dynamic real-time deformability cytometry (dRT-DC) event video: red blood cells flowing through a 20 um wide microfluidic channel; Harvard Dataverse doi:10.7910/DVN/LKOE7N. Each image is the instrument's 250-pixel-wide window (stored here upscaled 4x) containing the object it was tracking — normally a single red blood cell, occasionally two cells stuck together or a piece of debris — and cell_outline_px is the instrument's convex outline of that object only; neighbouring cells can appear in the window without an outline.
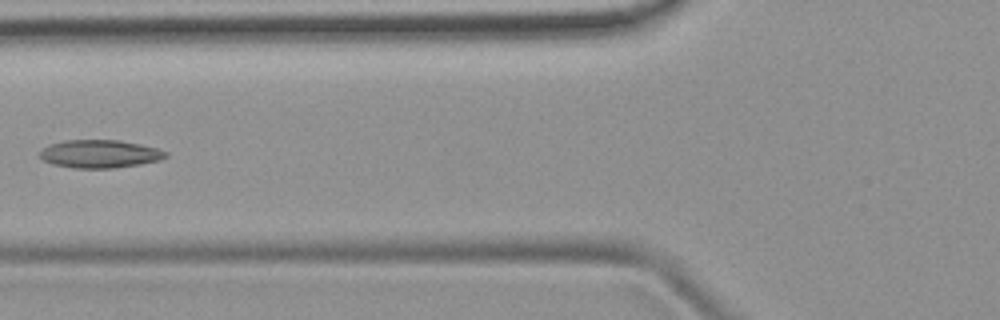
{"species": "common noctule bat (a hibernating species)", "species_latin": "Nyctalus noctula", "temperature_condition": "room temperature", "stored_images_in_passage": 7, "camera_frame_rate_fps": 3000, "um_per_image_px": 0.085, "animal": {"sex": "female", "body_mass_g": 19.9}, "frame": {"image": 1, "passage_image": 7, "time_ms": 6.667, "image_size_px": [1000, 320], "cell_outline_px": [[168, 156], [160, 160], [140, 164], [112, 168], [72, 168], [52, 164], [44, 160], [40, 156], [40, 152], [48, 144], [64, 140], [120, 140], [140, 144], [156, 148], [168, 152]], "centroid_in_image_um": [8.48, 13.08], "position_along_channel_um": 117.3, "area_um2": 20.58}}